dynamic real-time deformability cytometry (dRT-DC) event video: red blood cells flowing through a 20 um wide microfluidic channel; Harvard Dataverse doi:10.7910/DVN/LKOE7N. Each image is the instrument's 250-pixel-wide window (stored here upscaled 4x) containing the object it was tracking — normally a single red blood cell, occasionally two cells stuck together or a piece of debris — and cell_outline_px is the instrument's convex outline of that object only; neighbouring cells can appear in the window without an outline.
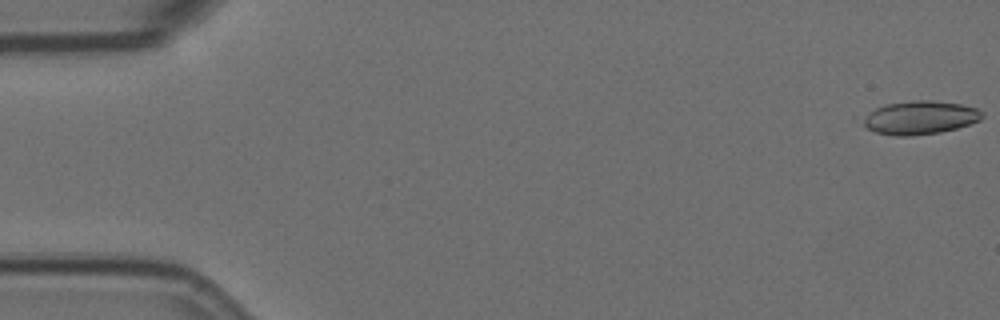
{"species": "Egyptian fruit bat (a non-hibernating species)", "species_latin": "Rousettus aegyptiacus", "temperature_condition": "room temperature", "stored_images_in_passage": 10, "camera_frame_rate_fps": 3000, "um_per_image_px": 0.085, "animal": {"sex": "female"}, "frame": {"image": 1, "passage_image": 1, "time_ms": 0.0, "image_size_px": [1000, 320], "cell_outline_px": [[984, 116], [980, 120], [956, 128], [940, 132], [908, 136], [896, 136], [876, 132], [852, 120], [852, 116], [884, 104], [912, 100], [932, 100], [960, 104], [976, 108], [984, 112]], "centroid_in_image_um": [77.99, 9.98], "position_along_channel_um": 7.0, "area_um2": 24.16}}